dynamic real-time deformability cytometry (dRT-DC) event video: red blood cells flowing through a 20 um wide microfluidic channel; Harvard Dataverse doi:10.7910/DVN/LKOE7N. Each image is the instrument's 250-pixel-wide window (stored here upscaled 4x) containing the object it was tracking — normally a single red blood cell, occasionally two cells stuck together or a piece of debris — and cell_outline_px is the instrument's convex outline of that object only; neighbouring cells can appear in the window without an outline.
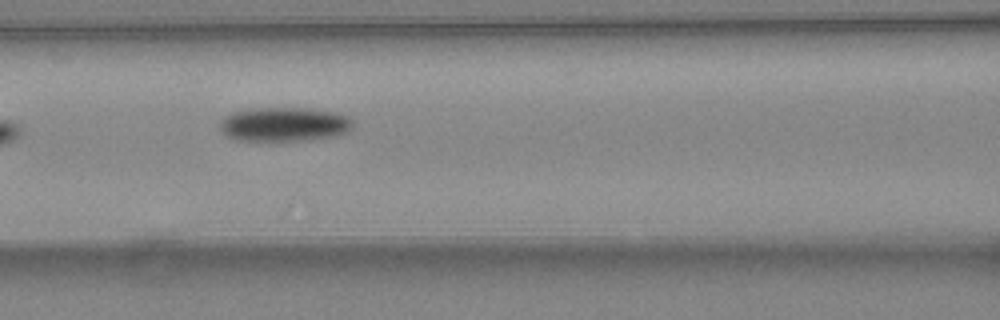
{"species": "common noctule bat (a hibernating species)", "species_latin": "Nyctalus noctula", "temperature_condition": "warm", "stored_images_in_passage": 7, "camera_frame_rate_fps": 3000, "um_per_image_px": 0.085, "animal": {"sex": "female", "body_mass_g": 24.6, "forearm_length_mm": 56.2}, "frame": {"image": 1, "passage_image": 6, "time_ms": 1.667, "image_size_px": [1000, 320], "cell_outline_px": [[356, 124], [348, 132], [336, 136], [308, 140], [236, 140], [224, 136], [220, 132], [220, 124], [224, 116], [232, 112], [256, 108], [308, 108], [336, 112], [348, 116]], "centroid_in_image_um": [24.18, 10.57], "position_along_channel_um": 142.4, "area_um2": 26.82}}
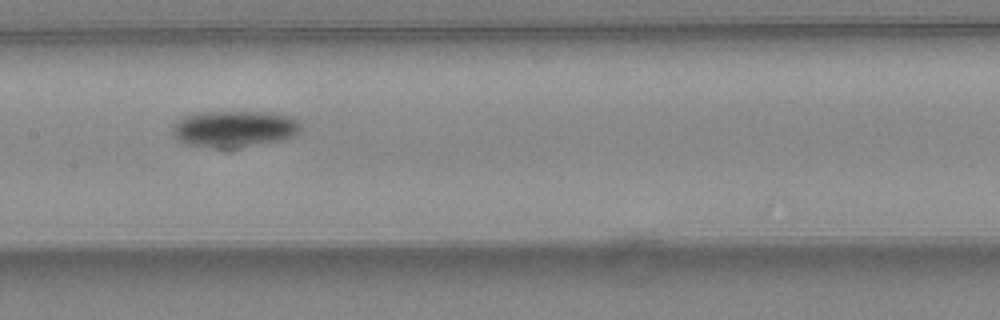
{"frame": {"image": 2, "passage_image": 7, "time_ms": 2.0, "image_size_px": [1000, 320], "cell_outline_px": [[304, 128], [296, 136], [284, 140], [236, 148], [212, 148], [188, 144], [172, 136], [172, 124], [184, 116], [192, 112], [264, 112], [292, 116], [300, 120]], "centroid_in_image_um": [19.96, 10.95], "position_along_channel_um": 187.4, "area_um2": 27.98}}